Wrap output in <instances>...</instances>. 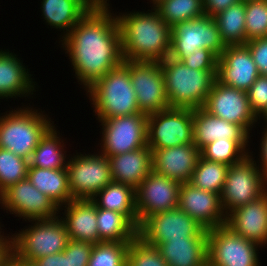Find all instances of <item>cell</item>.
<instances>
[{
    "label": "cell",
    "instance_id": "obj_1",
    "mask_svg": "<svg viewBox=\"0 0 267 266\" xmlns=\"http://www.w3.org/2000/svg\"><path fill=\"white\" fill-rule=\"evenodd\" d=\"M110 8L98 2L59 41L84 90L124 61L120 27Z\"/></svg>",
    "mask_w": 267,
    "mask_h": 266
},
{
    "label": "cell",
    "instance_id": "obj_2",
    "mask_svg": "<svg viewBox=\"0 0 267 266\" xmlns=\"http://www.w3.org/2000/svg\"><path fill=\"white\" fill-rule=\"evenodd\" d=\"M145 11L116 13L124 60L160 62L170 54L171 27L154 8Z\"/></svg>",
    "mask_w": 267,
    "mask_h": 266
},
{
    "label": "cell",
    "instance_id": "obj_3",
    "mask_svg": "<svg viewBox=\"0 0 267 266\" xmlns=\"http://www.w3.org/2000/svg\"><path fill=\"white\" fill-rule=\"evenodd\" d=\"M85 91L97 120L142 113L130 80L129 60L108 71Z\"/></svg>",
    "mask_w": 267,
    "mask_h": 266
},
{
    "label": "cell",
    "instance_id": "obj_4",
    "mask_svg": "<svg viewBox=\"0 0 267 266\" xmlns=\"http://www.w3.org/2000/svg\"><path fill=\"white\" fill-rule=\"evenodd\" d=\"M21 104L20 108L18 105L17 109L0 113V148L30 160L41 137L54 121L49 112L46 114L40 108L35 109L30 103V107Z\"/></svg>",
    "mask_w": 267,
    "mask_h": 266
},
{
    "label": "cell",
    "instance_id": "obj_5",
    "mask_svg": "<svg viewBox=\"0 0 267 266\" xmlns=\"http://www.w3.org/2000/svg\"><path fill=\"white\" fill-rule=\"evenodd\" d=\"M170 107L203 108L217 77V70H196L166 57L160 61Z\"/></svg>",
    "mask_w": 267,
    "mask_h": 266
},
{
    "label": "cell",
    "instance_id": "obj_6",
    "mask_svg": "<svg viewBox=\"0 0 267 266\" xmlns=\"http://www.w3.org/2000/svg\"><path fill=\"white\" fill-rule=\"evenodd\" d=\"M28 226L11 232L13 255L24 261L63 252L69 242L65 223L58 216L52 219L31 220Z\"/></svg>",
    "mask_w": 267,
    "mask_h": 266
},
{
    "label": "cell",
    "instance_id": "obj_7",
    "mask_svg": "<svg viewBox=\"0 0 267 266\" xmlns=\"http://www.w3.org/2000/svg\"><path fill=\"white\" fill-rule=\"evenodd\" d=\"M252 152L242 161L228 168L221 196L227 215L233 209L261 197L267 191V177L259 170Z\"/></svg>",
    "mask_w": 267,
    "mask_h": 266
},
{
    "label": "cell",
    "instance_id": "obj_8",
    "mask_svg": "<svg viewBox=\"0 0 267 266\" xmlns=\"http://www.w3.org/2000/svg\"><path fill=\"white\" fill-rule=\"evenodd\" d=\"M70 155L66 167L72 199H92L113 181L108 157L99 151Z\"/></svg>",
    "mask_w": 267,
    "mask_h": 266
},
{
    "label": "cell",
    "instance_id": "obj_9",
    "mask_svg": "<svg viewBox=\"0 0 267 266\" xmlns=\"http://www.w3.org/2000/svg\"><path fill=\"white\" fill-rule=\"evenodd\" d=\"M102 128L99 152L107 157L147 146V114L117 116L98 120ZM100 145V146H99Z\"/></svg>",
    "mask_w": 267,
    "mask_h": 266
},
{
    "label": "cell",
    "instance_id": "obj_10",
    "mask_svg": "<svg viewBox=\"0 0 267 266\" xmlns=\"http://www.w3.org/2000/svg\"><path fill=\"white\" fill-rule=\"evenodd\" d=\"M193 109L170 107L147 115V146L164 149L193 143Z\"/></svg>",
    "mask_w": 267,
    "mask_h": 266
},
{
    "label": "cell",
    "instance_id": "obj_11",
    "mask_svg": "<svg viewBox=\"0 0 267 266\" xmlns=\"http://www.w3.org/2000/svg\"><path fill=\"white\" fill-rule=\"evenodd\" d=\"M260 247L225 225L207 231L208 266H261Z\"/></svg>",
    "mask_w": 267,
    "mask_h": 266
},
{
    "label": "cell",
    "instance_id": "obj_12",
    "mask_svg": "<svg viewBox=\"0 0 267 266\" xmlns=\"http://www.w3.org/2000/svg\"><path fill=\"white\" fill-rule=\"evenodd\" d=\"M138 236L147 244L157 246L169 239L207 237V230L179 207L147 217L138 228Z\"/></svg>",
    "mask_w": 267,
    "mask_h": 266
},
{
    "label": "cell",
    "instance_id": "obj_13",
    "mask_svg": "<svg viewBox=\"0 0 267 266\" xmlns=\"http://www.w3.org/2000/svg\"><path fill=\"white\" fill-rule=\"evenodd\" d=\"M0 207L25 222L59 216V207L55 202L38 190L28 178L10 186L0 195Z\"/></svg>",
    "mask_w": 267,
    "mask_h": 266
},
{
    "label": "cell",
    "instance_id": "obj_14",
    "mask_svg": "<svg viewBox=\"0 0 267 266\" xmlns=\"http://www.w3.org/2000/svg\"><path fill=\"white\" fill-rule=\"evenodd\" d=\"M129 74L142 113L170 108L160 62L129 61Z\"/></svg>",
    "mask_w": 267,
    "mask_h": 266
},
{
    "label": "cell",
    "instance_id": "obj_15",
    "mask_svg": "<svg viewBox=\"0 0 267 266\" xmlns=\"http://www.w3.org/2000/svg\"><path fill=\"white\" fill-rule=\"evenodd\" d=\"M203 109L215 117L240 125L249 135L258 123L250 108L247 92L221 84L217 79Z\"/></svg>",
    "mask_w": 267,
    "mask_h": 266
},
{
    "label": "cell",
    "instance_id": "obj_16",
    "mask_svg": "<svg viewBox=\"0 0 267 266\" xmlns=\"http://www.w3.org/2000/svg\"><path fill=\"white\" fill-rule=\"evenodd\" d=\"M225 47L213 17L204 15L171 27L170 53H193L202 48L220 57Z\"/></svg>",
    "mask_w": 267,
    "mask_h": 266
},
{
    "label": "cell",
    "instance_id": "obj_17",
    "mask_svg": "<svg viewBox=\"0 0 267 266\" xmlns=\"http://www.w3.org/2000/svg\"><path fill=\"white\" fill-rule=\"evenodd\" d=\"M180 185L153 170L150 172L135 189L138 228L147 217L178 207Z\"/></svg>",
    "mask_w": 267,
    "mask_h": 266
},
{
    "label": "cell",
    "instance_id": "obj_18",
    "mask_svg": "<svg viewBox=\"0 0 267 266\" xmlns=\"http://www.w3.org/2000/svg\"><path fill=\"white\" fill-rule=\"evenodd\" d=\"M178 207L207 231L226 224L220 194L199 189L189 182L180 185Z\"/></svg>",
    "mask_w": 267,
    "mask_h": 266
},
{
    "label": "cell",
    "instance_id": "obj_19",
    "mask_svg": "<svg viewBox=\"0 0 267 266\" xmlns=\"http://www.w3.org/2000/svg\"><path fill=\"white\" fill-rule=\"evenodd\" d=\"M260 75L246 45H229L218 58L217 80L247 92Z\"/></svg>",
    "mask_w": 267,
    "mask_h": 266
},
{
    "label": "cell",
    "instance_id": "obj_20",
    "mask_svg": "<svg viewBox=\"0 0 267 266\" xmlns=\"http://www.w3.org/2000/svg\"><path fill=\"white\" fill-rule=\"evenodd\" d=\"M192 121L193 144L199 150L217 139H231L249 155V140L253 135H249L240 125L215 117L203 108L193 109Z\"/></svg>",
    "mask_w": 267,
    "mask_h": 266
},
{
    "label": "cell",
    "instance_id": "obj_21",
    "mask_svg": "<svg viewBox=\"0 0 267 266\" xmlns=\"http://www.w3.org/2000/svg\"><path fill=\"white\" fill-rule=\"evenodd\" d=\"M233 233L267 245V191L258 199L237 207L226 215V224Z\"/></svg>",
    "mask_w": 267,
    "mask_h": 266
},
{
    "label": "cell",
    "instance_id": "obj_22",
    "mask_svg": "<svg viewBox=\"0 0 267 266\" xmlns=\"http://www.w3.org/2000/svg\"><path fill=\"white\" fill-rule=\"evenodd\" d=\"M153 171L179 183L189 182L201 156L200 150L192 144H183L164 149H151Z\"/></svg>",
    "mask_w": 267,
    "mask_h": 266
},
{
    "label": "cell",
    "instance_id": "obj_23",
    "mask_svg": "<svg viewBox=\"0 0 267 266\" xmlns=\"http://www.w3.org/2000/svg\"><path fill=\"white\" fill-rule=\"evenodd\" d=\"M9 49H0V99L31 97L39 87L24 64ZM37 86V87H36Z\"/></svg>",
    "mask_w": 267,
    "mask_h": 266
},
{
    "label": "cell",
    "instance_id": "obj_24",
    "mask_svg": "<svg viewBox=\"0 0 267 266\" xmlns=\"http://www.w3.org/2000/svg\"><path fill=\"white\" fill-rule=\"evenodd\" d=\"M59 214L65 223L69 239L91 244L99 242L97 207L91 199H73L59 207Z\"/></svg>",
    "mask_w": 267,
    "mask_h": 266
},
{
    "label": "cell",
    "instance_id": "obj_25",
    "mask_svg": "<svg viewBox=\"0 0 267 266\" xmlns=\"http://www.w3.org/2000/svg\"><path fill=\"white\" fill-rule=\"evenodd\" d=\"M97 3L98 0H42L41 16L51 29L63 31L61 41Z\"/></svg>",
    "mask_w": 267,
    "mask_h": 266
},
{
    "label": "cell",
    "instance_id": "obj_26",
    "mask_svg": "<svg viewBox=\"0 0 267 266\" xmlns=\"http://www.w3.org/2000/svg\"><path fill=\"white\" fill-rule=\"evenodd\" d=\"M112 180L136 189L153 170V153L148 146L108 157Z\"/></svg>",
    "mask_w": 267,
    "mask_h": 266
},
{
    "label": "cell",
    "instance_id": "obj_27",
    "mask_svg": "<svg viewBox=\"0 0 267 266\" xmlns=\"http://www.w3.org/2000/svg\"><path fill=\"white\" fill-rule=\"evenodd\" d=\"M156 248L168 266H208L207 237L169 239Z\"/></svg>",
    "mask_w": 267,
    "mask_h": 266
},
{
    "label": "cell",
    "instance_id": "obj_28",
    "mask_svg": "<svg viewBox=\"0 0 267 266\" xmlns=\"http://www.w3.org/2000/svg\"><path fill=\"white\" fill-rule=\"evenodd\" d=\"M27 178L58 207L73 200L69 189L67 168L47 169L28 166Z\"/></svg>",
    "mask_w": 267,
    "mask_h": 266
},
{
    "label": "cell",
    "instance_id": "obj_29",
    "mask_svg": "<svg viewBox=\"0 0 267 266\" xmlns=\"http://www.w3.org/2000/svg\"><path fill=\"white\" fill-rule=\"evenodd\" d=\"M91 200L97 208L108 209L125 215L138 228L136 197L133 187L111 181Z\"/></svg>",
    "mask_w": 267,
    "mask_h": 266
},
{
    "label": "cell",
    "instance_id": "obj_30",
    "mask_svg": "<svg viewBox=\"0 0 267 266\" xmlns=\"http://www.w3.org/2000/svg\"><path fill=\"white\" fill-rule=\"evenodd\" d=\"M55 126L56 124H53L41 137L29 160V166L47 169L67 168L66 160L69 155L66 154V142L64 143V138Z\"/></svg>",
    "mask_w": 267,
    "mask_h": 266
},
{
    "label": "cell",
    "instance_id": "obj_31",
    "mask_svg": "<svg viewBox=\"0 0 267 266\" xmlns=\"http://www.w3.org/2000/svg\"><path fill=\"white\" fill-rule=\"evenodd\" d=\"M99 242H130L138 236V228L123 214L97 208Z\"/></svg>",
    "mask_w": 267,
    "mask_h": 266
},
{
    "label": "cell",
    "instance_id": "obj_32",
    "mask_svg": "<svg viewBox=\"0 0 267 266\" xmlns=\"http://www.w3.org/2000/svg\"><path fill=\"white\" fill-rule=\"evenodd\" d=\"M214 20L222 42L225 46L229 45H245V2L229 6L224 11L215 15Z\"/></svg>",
    "mask_w": 267,
    "mask_h": 266
},
{
    "label": "cell",
    "instance_id": "obj_33",
    "mask_svg": "<svg viewBox=\"0 0 267 266\" xmlns=\"http://www.w3.org/2000/svg\"><path fill=\"white\" fill-rule=\"evenodd\" d=\"M229 166L200 156L189 181L194 187L222 194Z\"/></svg>",
    "mask_w": 267,
    "mask_h": 266
},
{
    "label": "cell",
    "instance_id": "obj_34",
    "mask_svg": "<svg viewBox=\"0 0 267 266\" xmlns=\"http://www.w3.org/2000/svg\"><path fill=\"white\" fill-rule=\"evenodd\" d=\"M154 9L170 27L205 15L203 0H163Z\"/></svg>",
    "mask_w": 267,
    "mask_h": 266
},
{
    "label": "cell",
    "instance_id": "obj_35",
    "mask_svg": "<svg viewBox=\"0 0 267 266\" xmlns=\"http://www.w3.org/2000/svg\"><path fill=\"white\" fill-rule=\"evenodd\" d=\"M29 160L0 148V195L10 186L27 178Z\"/></svg>",
    "mask_w": 267,
    "mask_h": 266
},
{
    "label": "cell",
    "instance_id": "obj_36",
    "mask_svg": "<svg viewBox=\"0 0 267 266\" xmlns=\"http://www.w3.org/2000/svg\"><path fill=\"white\" fill-rule=\"evenodd\" d=\"M129 242L102 241L93 244L88 266H126Z\"/></svg>",
    "mask_w": 267,
    "mask_h": 266
},
{
    "label": "cell",
    "instance_id": "obj_37",
    "mask_svg": "<svg viewBox=\"0 0 267 266\" xmlns=\"http://www.w3.org/2000/svg\"><path fill=\"white\" fill-rule=\"evenodd\" d=\"M202 158L228 166L242 161L248 154L233 140L217 139L200 150Z\"/></svg>",
    "mask_w": 267,
    "mask_h": 266
},
{
    "label": "cell",
    "instance_id": "obj_38",
    "mask_svg": "<svg viewBox=\"0 0 267 266\" xmlns=\"http://www.w3.org/2000/svg\"><path fill=\"white\" fill-rule=\"evenodd\" d=\"M246 42L267 37V0L245 2Z\"/></svg>",
    "mask_w": 267,
    "mask_h": 266
},
{
    "label": "cell",
    "instance_id": "obj_39",
    "mask_svg": "<svg viewBox=\"0 0 267 266\" xmlns=\"http://www.w3.org/2000/svg\"><path fill=\"white\" fill-rule=\"evenodd\" d=\"M126 266H168L155 246L145 243L139 236L129 242Z\"/></svg>",
    "mask_w": 267,
    "mask_h": 266
},
{
    "label": "cell",
    "instance_id": "obj_40",
    "mask_svg": "<svg viewBox=\"0 0 267 266\" xmlns=\"http://www.w3.org/2000/svg\"><path fill=\"white\" fill-rule=\"evenodd\" d=\"M169 57L183 62L196 70H217L218 56L209 49H198L193 53H170Z\"/></svg>",
    "mask_w": 267,
    "mask_h": 266
},
{
    "label": "cell",
    "instance_id": "obj_41",
    "mask_svg": "<svg viewBox=\"0 0 267 266\" xmlns=\"http://www.w3.org/2000/svg\"><path fill=\"white\" fill-rule=\"evenodd\" d=\"M252 112L258 118L267 108V76L259 75L247 91Z\"/></svg>",
    "mask_w": 267,
    "mask_h": 266
},
{
    "label": "cell",
    "instance_id": "obj_42",
    "mask_svg": "<svg viewBox=\"0 0 267 266\" xmlns=\"http://www.w3.org/2000/svg\"><path fill=\"white\" fill-rule=\"evenodd\" d=\"M93 244L69 239L63 253L67 256V266H88Z\"/></svg>",
    "mask_w": 267,
    "mask_h": 266
},
{
    "label": "cell",
    "instance_id": "obj_43",
    "mask_svg": "<svg viewBox=\"0 0 267 266\" xmlns=\"http://www.w3.org/2000/svg\"><path fill=\"white\" fill-rule=\"evenodd\" d=\"M245 45L250 50L260 75L267 76V37L247 41Z\"/></svg>",
    "mask_w": 267,
    "mask_h": 266
},
{
    "label": "cell",
    "instance_id": "obj_44",
    "mask_svg": "<svg viewBox=\"0 0 267 266\" xmlns=\"http://www.w3.org/2000/svg\"><path fill=\"white\" fill-rule=\"evenodd\" d=\"M241 0H203L204 14L214 17L229 6L239 3Z\"/></svg>",
    "mask_w": 267,
    "mask_h": 266
},
{
    "label": "cell",
    "instance_id": "obj_45",
    "mask_svg": "<svg viewBox=\"0 0 267 266\" xmlns=\"http://www.w3.org/2000/svg\"><path fill=\"white\" fill-rule=\"evenodd\" d=\"M4 234L3 232L0 235V266H10L13 255V240L10 232L9 234Z\"/></svg>",
    "mask_w": 267,
    "mask_h": 266
},
{
    "label": "cell",
    "instance_id": "obj_46",
    "mask_svg": "<svg viewBox=\"0 0 267 266\" xmlns=\"http://www.w3.org/2000/svg\"><path fill=\"white\" fill-rule=\"evenodd\" d=\"M264 127L265 128H262L263 131H261L262 138L260 137V152H258L260 154H258L259 158L257 161L255 160V163L259 170L267 177V124Z\"/></svg>",
    "mask_w": 267,
    "mask_h": 266
},
{
    "label": "cell",
    "instance_id": "obj_47",
    "mask_svg": "<svg viewBox=\"0 0 267 266\" xmlns=\"http://www.w3.org/2000/svg\"><path fill=\"white\" fill-rule=\"evenodd\" d=\"M36 266H67V256L63 252L40 257L34 261Z\"/></svg>",
    "mask_w": 267,
    "mask_h": 266
},
{
    "label": "cell",
    "instance_id": "obj_48",
    "mask_svg": "<svg viewBox=\"0 0 267 266\" xmlns=\"http://www.w3.org/2000/svg\"><path fill=\"white\" fill-rule=\"evenodd\" d=\"M10 266H36L34 262L24 261L20 258H16L14 255L11 257Z\"/></svg>",
    "mask_w": 267,
    "mask_h": 266
},
{
    "label": "cell",
    "instance_id": "obj_49",
    "mask_svg": "<svg viewBox=\"0 0 267 266\" xmlns=\"http://www.w3.org/2000/svg\"><path fill=\"white\" fill-rule=\"evenodd\" d=\"M262 116V117H261ZM263 119L264 123L267 124V108L265 111L258 117V124L260 123L259 120Z\"/></svg>",
    "mask_w": 267,
    "mask_h": 266
},
{
    "label": "cell",
    "instance_id": "obj_50",
    "mask_svg": "<svg viewBox=\"0 0 267 266\" xmlns=\"http://www.w3.org/2000/svg\"><path fill=\"white\" fill-rule=\"evenodd\" d=\"M163 0H150V4H152V6L150 5L151 8H154L156 5H158L160 2H162Z\"/></svg>",
    "mask_w": 267,
    "mask_h": 266
},
{
    "label": "cell",
    "instance_id": "obj_51",
    "mask_svg": "<svg viewBox=\"0 0 267 266\" xmlns=\"http://www.w3.org/2000/svg\"><path fill=\"white\" fill-rule=\"evenodd\" d=\"M107 1H108V2H107ZM109 1H110V0H98L99 3L105 4V5H107V6H110Z\"/></svg>",
    "mask_w": 267,
    "mask_h": 266
},
{
    "label": "cell",
    "instance_id": "obj_52",
    "mask_svg": "<svg viewBox=\"0 0 267 266\" xmlns=\"http://www.w3.org/2000/svg\"><path fill=\"white\" fill-rule=\"evenodd\" d=\"M0 224H1V222H0ZM2 227H4V226H2V224H1L0 225V235L4 232V231H2L3 230Z\"/></svg>",
    "mask_w": 267,
    "mask_h": 266
}]
</instances>
